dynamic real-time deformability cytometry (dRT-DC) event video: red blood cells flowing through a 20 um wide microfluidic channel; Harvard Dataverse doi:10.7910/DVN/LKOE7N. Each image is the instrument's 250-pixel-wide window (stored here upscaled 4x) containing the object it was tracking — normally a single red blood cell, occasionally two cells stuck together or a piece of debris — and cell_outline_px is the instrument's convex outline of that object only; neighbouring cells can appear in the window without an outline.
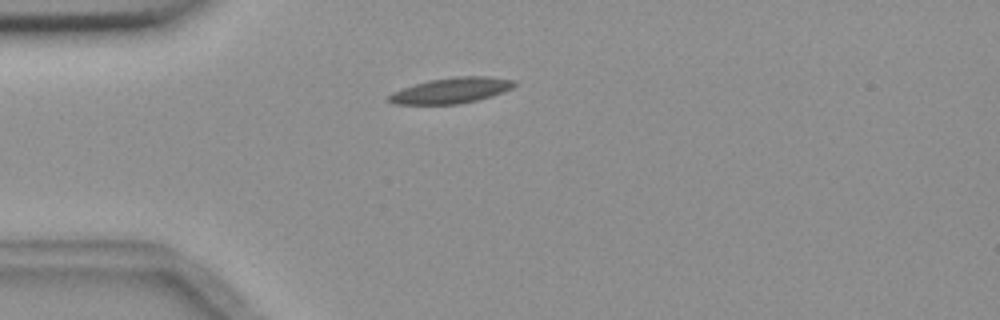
{"species": "common noctule bat (a hibernating species)", "species_latin": "Nyctalus noctula", "temperature_condition": "room temperature", "stored_images_in_passage": 1, "camera_frame_rate_fps": 3000, "um_per_image_px": 0.085, "animal": {"sex": "female", "body_mass_g": 18.4}, "frame": {"image": 1, "passage_image": 1, "time_ms": 0.0, "image_size_px": [1000, 320], "cell_outline_px": [[516, 84], [512, 88], [492, 96], [460, 104], [392, 104], [384, 100], [392, 92], [416, 84], [432, 80], [456, 76], [488, 76], [516, 80]], "centroid_in_image_um": [38.35, 7.69], "position_along_channel_um": 46.6, "area_um2": 18.73}}